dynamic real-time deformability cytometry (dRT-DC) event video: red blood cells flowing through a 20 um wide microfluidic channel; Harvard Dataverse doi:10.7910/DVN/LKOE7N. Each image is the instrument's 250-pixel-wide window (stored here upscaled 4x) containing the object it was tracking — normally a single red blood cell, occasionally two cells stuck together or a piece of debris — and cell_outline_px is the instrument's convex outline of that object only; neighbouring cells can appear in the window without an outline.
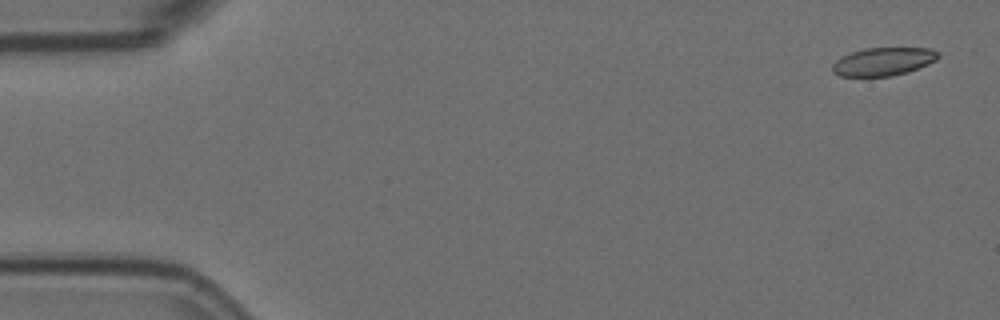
{"species": "Egyptian fruit bat (a non-hibernating species)", "species_latin": "Rousettus aegyptiacus", "temperature_condition": "room temperature", "stored_images_in_passage": 14, "camera_frame_rate_fps": 3000, "um_per_image_px": 0.085, "animal": {"sex": "female"}, "frame": {"image": 1, "passage_image": 1, "time_ms": 0.0, "image_size_px": [1000, 320], "cell_outline_px": [[940, 56], [936, 60], [928, 64], [908, 72], [892, 76], [840, 76], [832, 72], [832, 64], [840, 56], [864, 48], [932, 48], [940, 52]], "centroid_in_image_um": [75.09, 5.23], "position_along_channel_um": 9.9, "area_um2": 17.51}}
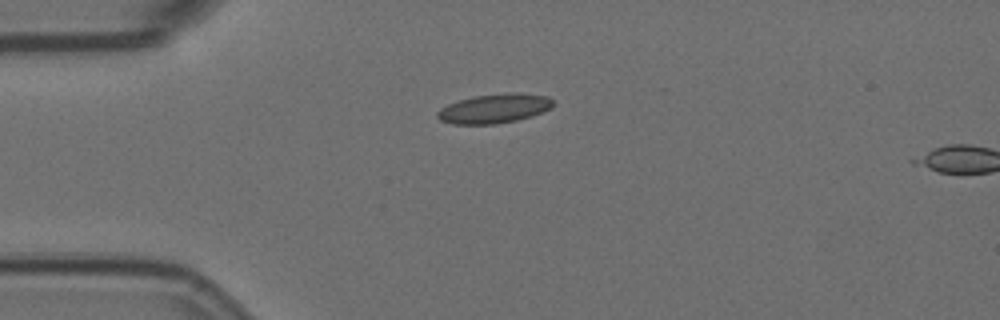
{"frame": {"image": 2, "passage_image": 13, "time_ms": 4.0, "image_size_px": [1000, 320], "cell_outline_px": [[552, 108], [532, 116], [516, 120], [496, 124], [452, 124], [440, 120], [436, 116], [436, 112], [440, 108], [448, 104], [472, 96], [516, 92], [548, 96], [552, 100]], "centroid_in_image_um": [42.0, 9.23], "position_along_channel_um": 43.0, "area_um2": 19.77}}